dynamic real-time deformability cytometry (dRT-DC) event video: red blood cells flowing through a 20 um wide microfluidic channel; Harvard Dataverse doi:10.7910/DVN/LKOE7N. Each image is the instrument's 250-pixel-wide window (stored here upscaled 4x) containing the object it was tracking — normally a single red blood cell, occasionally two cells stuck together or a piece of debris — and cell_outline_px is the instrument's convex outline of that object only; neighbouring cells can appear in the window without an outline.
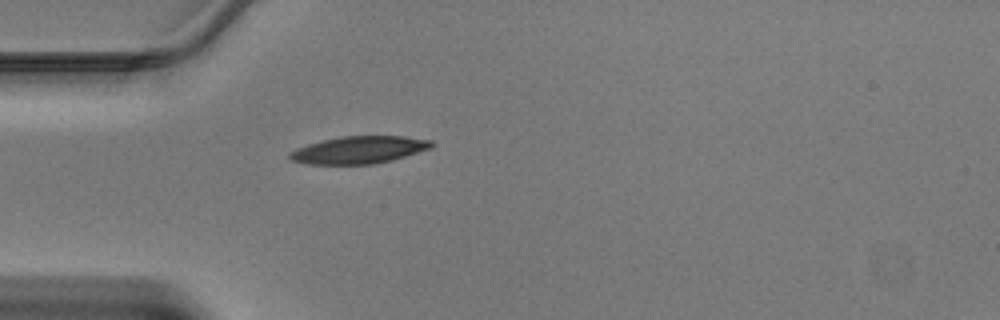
{"species": "Egyptian fruit bat (a non-hibernating species)", "species_latin": "Rousettus aegyptiacus", "temperature_condition": "warm", "stored_images_in_passage": 28, "camera_frame_rate_fps": 3000, "um_per_image_px": 0.085, "animal": {"sex": "male"}, "frame": {"image": 1, "passage_image": 1, "time_ms": 0.0, "image_size_px": [1000, 320], "cell_outline_px": [[436, 144], [432, 148], [392, 160], [376, 164], [308, 164], [292, 160], [288, 156], [292, 152], [308, 144], [324, 140], [344, 136], [404, 136], [432, 140]], "centroid_in_image_um": [30.61, 12.74], "position_along_channel_um": 54.4, "area_um2": 22.43}}
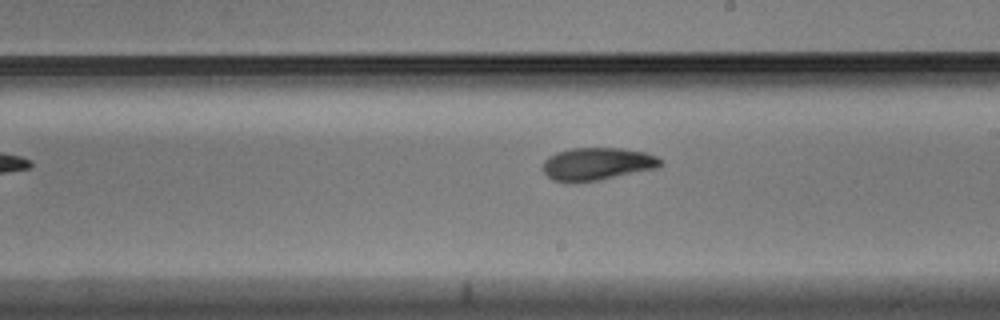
{"frame": {"image": 2, "passage_image": 14, "time_ms": 4.333, "image_size_px": [1000, 320], "cell_outline_px": [[664, 164], [656, 168], [600, 180], [552, 180], [544, 172], [544, 160], [548, 156], [556, 152], [572, 148], [620, 148], [644, 152], [656, 156]], "centroid_in_image_um": [50.78, 13.9], "position_along_channel_um": 238.2, "area_um2": 21.85}}
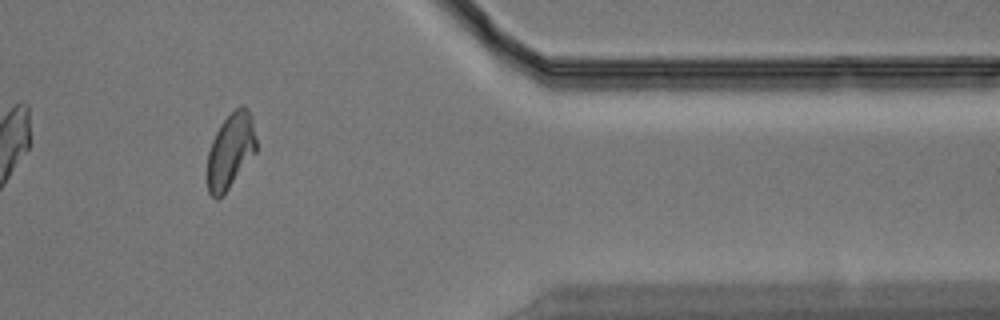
{"frame": {"image": 3, "passage_image": 26, "time_ms": 8.333, "image_size_px": [1000, 320], "cell_outline_px": [[256, 152], [228, 188], [216, 200], [208, 192], [208, 152], [212, 140], [220, 124], [240, 104], [244, 104], [248, 108], [252, 116], [256, 140]], "centroid_in_image_um": [19.61, 12.76], "position_along_channel_um": 391.8, "area_um2": 21.21}}